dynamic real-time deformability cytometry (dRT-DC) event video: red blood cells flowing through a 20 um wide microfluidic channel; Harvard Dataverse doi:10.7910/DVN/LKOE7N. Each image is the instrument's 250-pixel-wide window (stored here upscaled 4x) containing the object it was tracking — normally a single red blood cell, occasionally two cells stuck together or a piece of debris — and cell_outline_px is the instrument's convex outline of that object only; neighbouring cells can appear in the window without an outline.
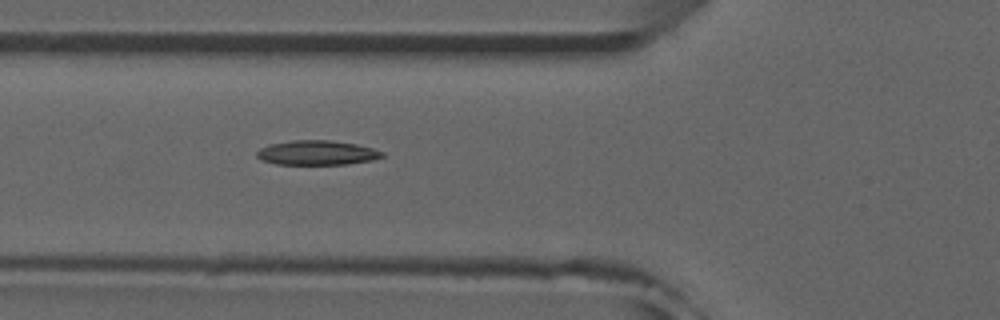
{"species": "common noctule bat (a hibernating species)", "species_latin": "Nyctalus noctula", "temperature_condition": "room temperature", "stored_images_in_passage": 39, "camera_frame_rate_fps": 3000, "um_per_image_px": 0.085, "animal": {"sex": "male", "forearm_length_mm": 52.5}, "frame": {"image": 1, "passage_image": 6, "time_ms": 1.667, "image_size_px": [1000, 320], "cell_outline_px": [[384, 156], [372, 160], [348, 164], [276, 164], [260, 160], [256, 156], [256, 152], [260, 148], [272, 144], [292, 140], [332, 140], [356, 144], [372, 148], [384, 152]], "centroid_in_image_um": [26.94, 12.98], "position_along_channel_um": 98.9, "area_um2": 17.92}, "authors_computed_cell_mechanics": {"area_um2": 17.6868, "velocity_mm_per_s": 3.9685, "shape_relaxation_time_tau1_ms": null, "shape_relaxation_time_tau2_ms": 6.949, "deformation_change_tau1": null, "deformation_change_tau2": 0.1481}}